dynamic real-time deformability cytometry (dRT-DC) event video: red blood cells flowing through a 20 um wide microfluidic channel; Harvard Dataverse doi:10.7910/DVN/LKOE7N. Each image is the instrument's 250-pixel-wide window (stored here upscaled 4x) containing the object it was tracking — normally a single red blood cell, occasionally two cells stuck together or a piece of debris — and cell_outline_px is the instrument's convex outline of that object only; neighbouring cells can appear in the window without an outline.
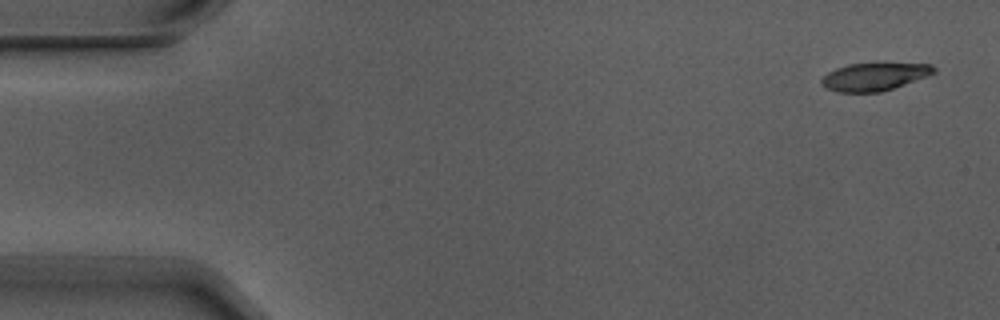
{"species": "Egyptian fruit bat (a non-hibernating species)", "species_latin": "Rousettus aegyptiacus", "temperature_condition": "warm", "stored_images_in_passage": 5, "camera_frame_rate_fps": 3000, "um_per_image_px": 0.085, "animal": {"sex": "male"}, "frame": {"image": 1, "passage_image": 1, "time_ms": 0.0, "image_size_px": [1000, 320], "cell_outline_px": [[936, 72], [928, 76], [880, 92], [840, 92], [824, 88], [820, 84], [820, 80], [828, 72], [836, 68], [848, 64], [932, 64], [936, 68]], "centroid_in_image_um": [74.29, 6.53], "position_along_channel_um": 10.7, "area_um2": 17.98}}
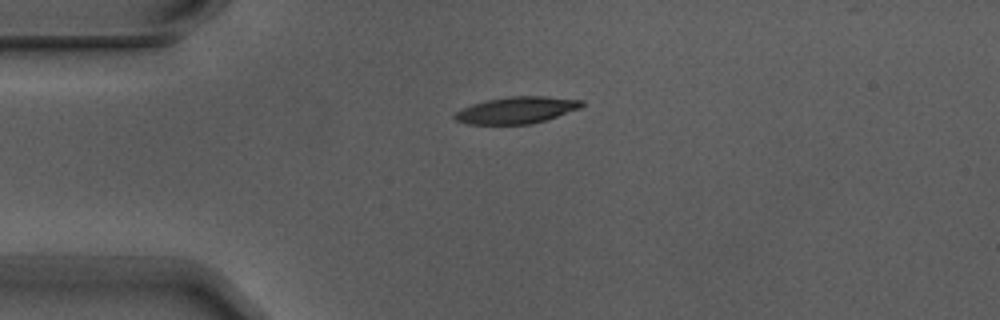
{"frame": {"image": 2, "passage_image": 4, "time_ms": 1.0, "image_size_px": [1000, 320], "cell_outline_px": [[584, 104], [580, 108], [532, 124], [468, 124], [456, 120], [452, 116], [460, 108], [472, 104], [488, 100], [508, 96], [544, 96], [584, 100]], "centroid_in_image_um": [43.89, 9.35], "position_along_channel_um": 41.1, "area_um2": 19.71}}
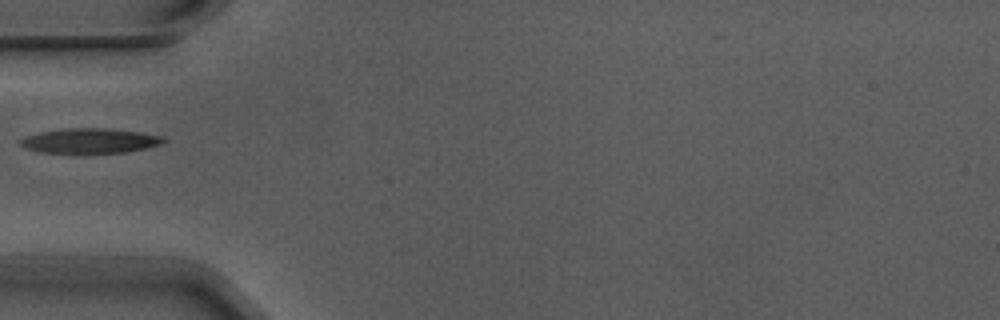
{"frame": {"image": 3, "passage_image": 5, "time_ms": 1.333, "image_size_px": [1000, 320], "cell_outline_px": [[168, 140], [160, 144], [144, 148], [124, 152], [40, 152], [24, 148], [16, 140], [24, 136], [40, 132], [64, 128], [104, 128], [140, 132], [160, 136]], "centroid_in_image_um": [7.57, 11.95], "position_along_channel_um": 77.4, "area_um2": 20.52}}